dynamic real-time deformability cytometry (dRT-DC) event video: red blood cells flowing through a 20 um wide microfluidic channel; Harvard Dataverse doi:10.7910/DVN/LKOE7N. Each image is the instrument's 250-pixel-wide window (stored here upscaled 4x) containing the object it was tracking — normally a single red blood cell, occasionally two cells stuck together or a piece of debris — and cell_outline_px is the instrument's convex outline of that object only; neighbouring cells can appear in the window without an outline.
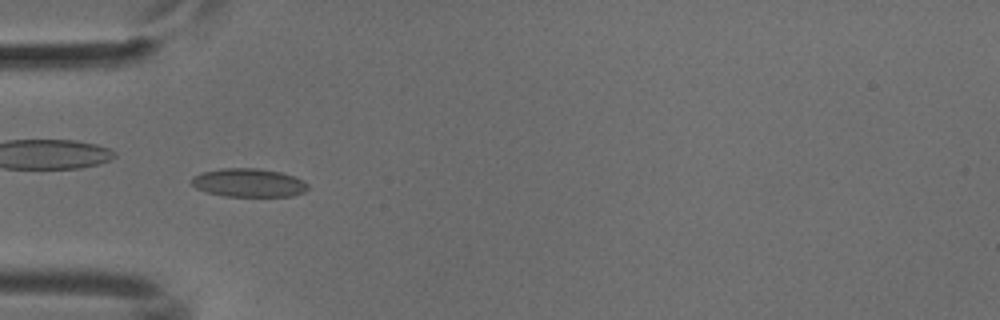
{"species": "common noctule bat (a hibernating species)", "species_latin": "Nyctalus noctula", "temperature_condition": "cold", "stored_images_in_passage": 52, "camera_frame_rate_fps": 3000, "um_per_image_px": 0.085, "animal": {"sex": "male", "body_mass_g": 18.8}, "frame": {"image": 1, "passage_image": 16, "time_ms": 5.0, "image_size_px": [1000, 320], "cell_outline_px": [[308, 188], [304, 192], [292, 196], [224, 196], [208, 192], [196, 188], [192, 184], [192, 176], [204, 172], [220, 168], [256, 168], [280, 172], [292, 176], [308, 184]], "centroid_in_image_um": [21.12, 15.53], "position_along_channel_um": 63.9, "area_um2": 19.07}}
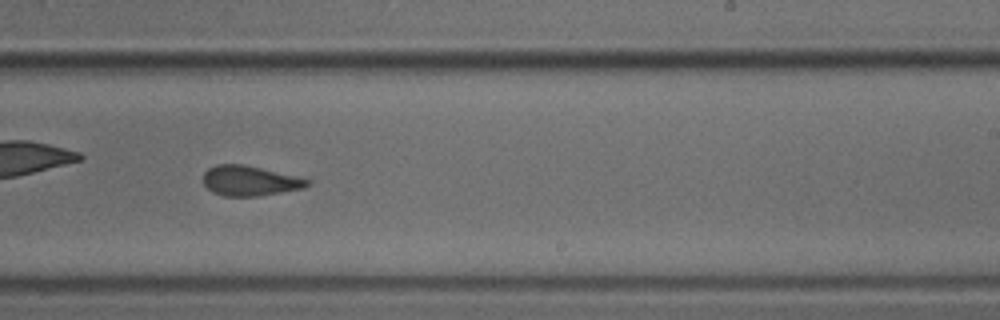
{"frame": {"image": 2, "passage_image": 32, "time_ms": 10.333, "image_size_px": [1000, 320], "cell_outline_px": [[312, 184], [304, 188], [260, 196], [224, 196], [212, 192], [204, 184], [204, 172], [208, 168], [216, 164], [244, 164], [312, 180]], "centroid_in_image_um": [21.25, 15.37], "position_along_channel_um": 267.8, "area_um2": 18.26}}
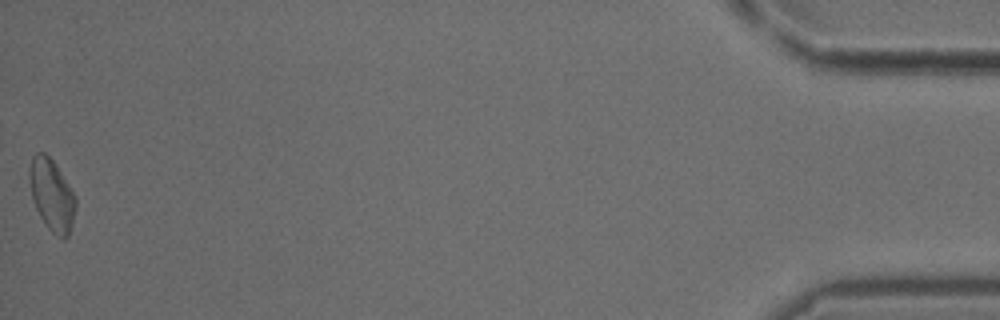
{"frame": {"image": 3, "passage_image": 52, "time_ms": 17.0, "image_size_px": [1000, 320], "cell_outline_px": [[76, 208], [72, 224], [68, 236], [64, 240], [56, 236], [48, 228], [40, 216], [32, 200], [28, 176], [28, 168], [32, 156], [36, 152], [44, 152], [56, 164], [76, 196]], "centroid_in_image_um": [4.39, 16.56], "position_along_channel_um": 430.8, "area_um2": 19.59}}